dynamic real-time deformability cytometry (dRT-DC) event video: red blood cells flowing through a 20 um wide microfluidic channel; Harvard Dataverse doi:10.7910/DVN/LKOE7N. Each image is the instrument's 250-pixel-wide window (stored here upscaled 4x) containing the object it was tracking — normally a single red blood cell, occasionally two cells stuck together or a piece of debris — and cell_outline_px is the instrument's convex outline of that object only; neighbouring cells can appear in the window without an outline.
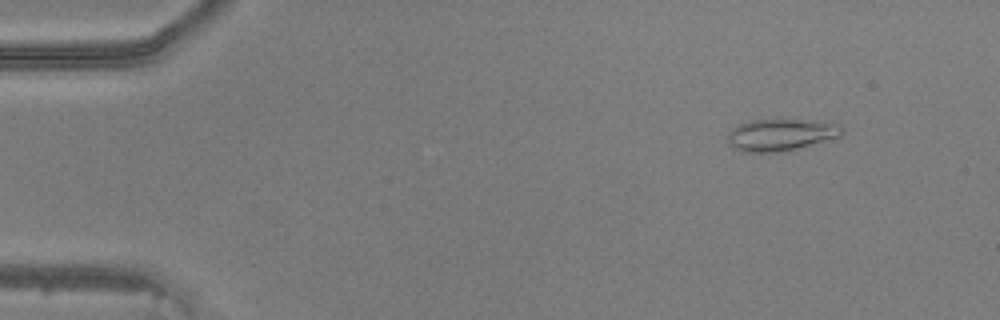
{"species": "common noctule bat (a hibernating species)", "species_latin": "Nyctalus noctula", "temperature_condition": "warm", "stored_images_in_passage": 45, "camera_frame_rate_fps": 3000, "um_per_image_px": 0.085, "animal": {"sex": "male", "body_mass_g": 20.5, "forearm_length_mm": 52.5}, "frame": {"image": 1, "passage_image": 2, "time_ms": 0.333, "image_size_px": [1000, 320], "cell_outline_px": [[844, 132], [840, 136], [796, 148], [776, 152], [740, 152], [728, 140], [728, 132], [732, 128], [740, 124], [752, 120], [824, 120], [840, 124], [844, 128]], "centroid_in_image_um": [66.42, 11.43], "position_along_channel_um": 18.6, "area_um2": 21.1}}
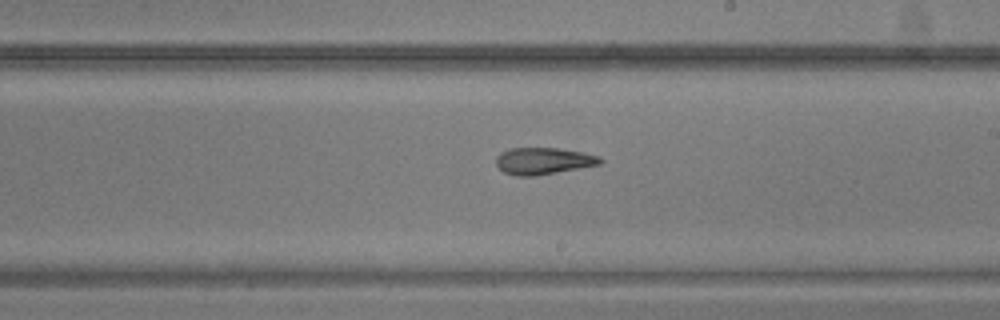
{"frame": {"image": 2, "passage_image": 25, "time_ms": 8.0, "image_size_px": [1000, 320], "cell_outline_px": [[604, 160], [600, 164], [536, 176], [516, 176], [504, 172], [496, 164], [496, 156], [500, 152], [512, 148], [556, 148], [584, 152], [600, 156]], "centroid_in_image_um": [46.19, 13.68], "position_along_channel_um": 242.8, "area_um2": 16.3}}
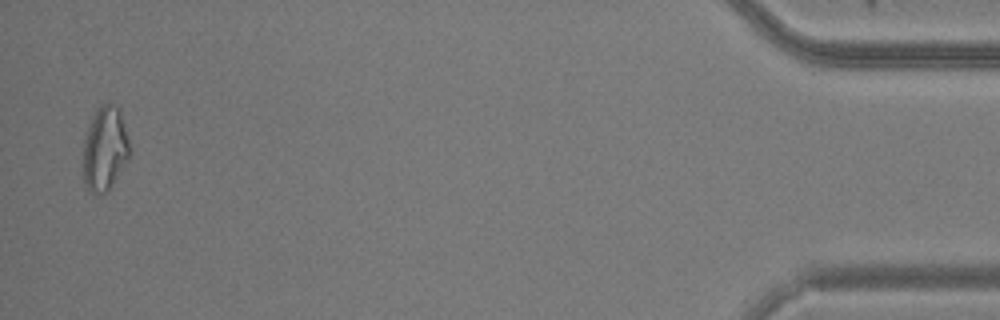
{"frame": {"image": 3, "passage_image": 44, "time_ms": 14.333, "image_size_px": [1000, 320], "cell_outline_px": [[128, 160], [108, 192], [88, 192], [84, 184], [84, 140], [92, 116], [96, 108], [100, 104], [116, 104], [120, 108], [128, 140]], "centroid_in_image_um": [8.91, 12.63], "position_along_channel_um": 426.3, "area_um2": 22.66}}